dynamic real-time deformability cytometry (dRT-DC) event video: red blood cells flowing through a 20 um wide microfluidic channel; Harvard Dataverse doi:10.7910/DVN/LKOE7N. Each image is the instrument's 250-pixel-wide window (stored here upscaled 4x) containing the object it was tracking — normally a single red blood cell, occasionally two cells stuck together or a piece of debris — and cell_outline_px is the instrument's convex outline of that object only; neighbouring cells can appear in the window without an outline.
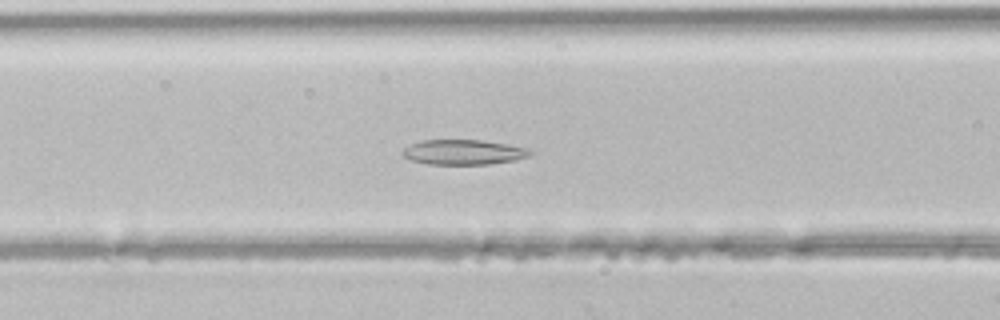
{"species": "common noctule bat (a hibernating species)", "species_latin": "Nyctalus noctula", "temperature_condition": "room temperature", "stored_images_in_passage": 40, "camera_frame_rate_fps": 3000, "um_per_image_px": 0.085, "animal": {"sex": "male", "body_mass_g": 21.5, "forearm_length_mm": 52.0}, "frame": {"image": 1, "passage_image": 12, "time_ms": 3.667, "image_size_px": [1000, 320], "cell_outline_px": [[532, 152], [528, 156], [516, 160], [488, 164], [428, 164], [412, 160], [404, 156], [404, 148], [420, 140], [480, 140], [528, 148]], "centroid_in_image_um": [39.4, 12.93], "position_along_channel_um": 127.2, "area_um2": 18.26}}
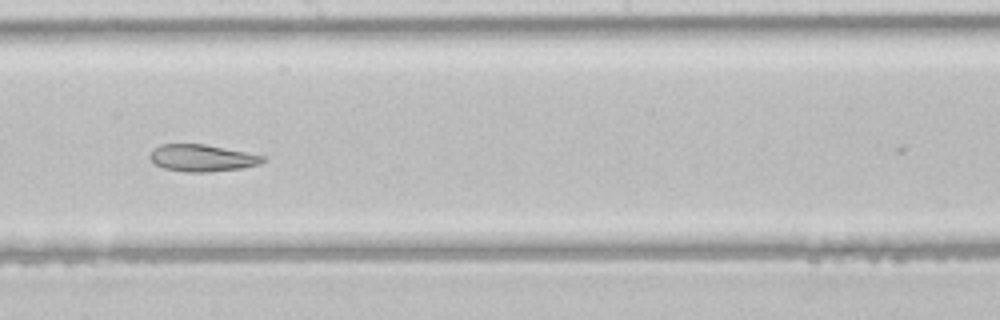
{"frame": {"image": 2, "passage_image": 19, "time_ms": 6.0, "image_size_px": [1000, 320], "cell_outline_px": [[264, 160], [260, 164], [244, 168], [208, 172], [184, 172], [164, 168], [156, 164], [148, 156], [160, 144], [204, 144], [264, 156]], "centroid_in_image_um": [17.18, 13.44], "position_along_channel_um": 231.0, "area_um2": 17.51}}
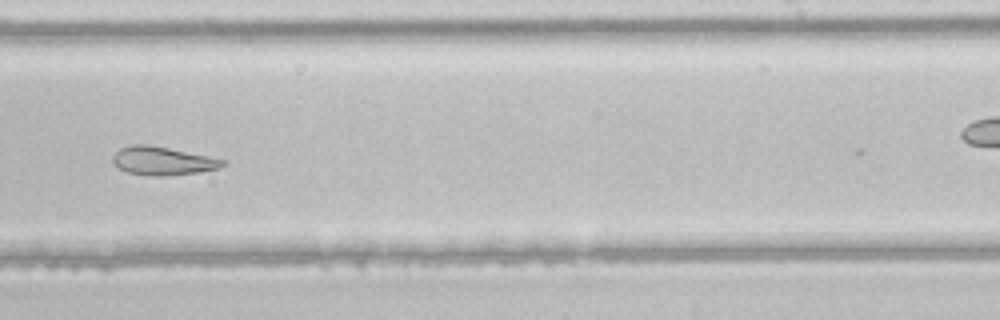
{"frame": {"image": 3, "passage_image": 22, "time_ms": 7.0, "image_size_px": [1000, 320], "cell_outline_px": [[228, 164], [216, 168], [200, 172], [164, 176], [148, 176], [128, 172], [120, 168], [112, 160], [112, 156], [120, 148], [132, 144], [148, 144], [228, 160]], "centroid_in_image_um": [13.84, 13.67], "position_along_channel_um": 275.2, "area_um2": 18.15}}